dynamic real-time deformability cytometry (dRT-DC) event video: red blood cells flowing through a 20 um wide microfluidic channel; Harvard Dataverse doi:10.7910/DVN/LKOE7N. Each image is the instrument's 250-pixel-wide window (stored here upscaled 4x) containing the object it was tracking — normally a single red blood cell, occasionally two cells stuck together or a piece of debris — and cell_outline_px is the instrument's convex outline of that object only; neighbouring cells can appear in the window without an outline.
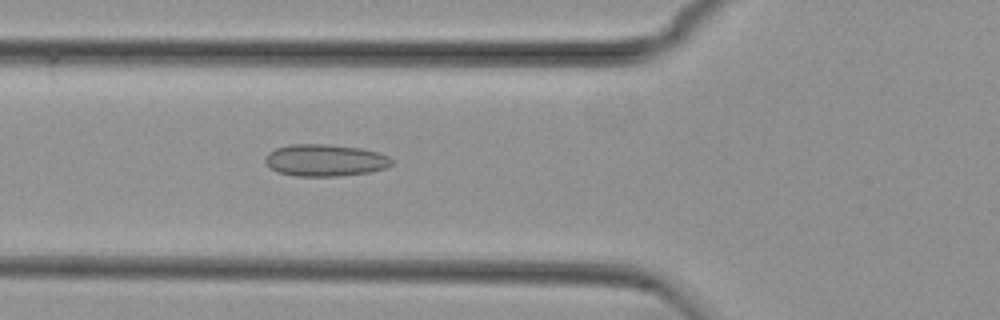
{"species": "common noctule bat (a hibernating species)", "species_latin": "Nyctalus noctula", "temperature_condition": "cold", "stored_images_in_passage": 55, "camera_frame_rate_fps": 3000, "um_per_image_px": 0.085, "animal": {"sex": "female", "body_mass_g": 29.2, "forearm_length_mm": 56.3}, "frame": {"image": 1, "passage_image": 20, "time_ms": 6.333, "image_size_px": [1000, 320], "cell_outline_px": [[392, 164], [388, 168], [368, 172], [336, 176], [296, 176], [276, 172], [264, 160], [264, 156], [268, 152], [276, 148], [288, 144], [324, 144], [360, 148], [380, 152], [388, 156], [392, 160]], "centroid_in_image_um": [27.62, 13.62], "position_along_channel_um": 98.2, "area_um2": 23.64}}
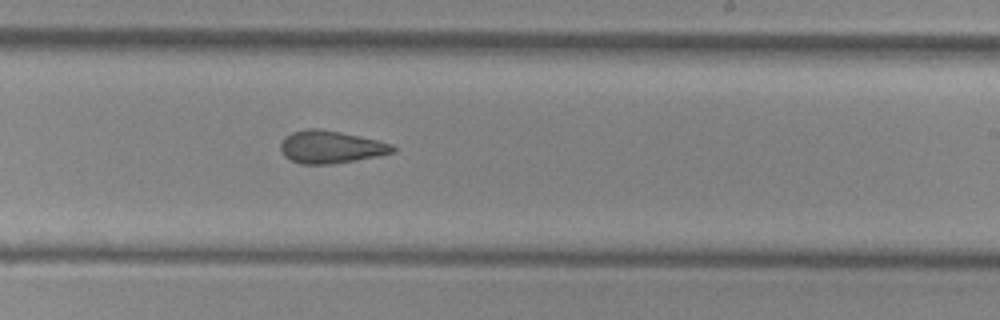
{"frame": {"image": 2, "passage_image": 33, "time_ms": 10.667, "image_size_px": [1000, 320], "cell_outline_px": [[396, 152], [356, 160], [332, 164], [300, 164], [284, 156], [280, 148], [280, 144], [284, 136], [292, 132], [308, 128], [320, 128], [380, 140], [392, 144], [396, 148]], "centroid_in_image_um": [28.11, 12.48], "position_along_channel_um": 260.9, "area_um2": 21.44}}
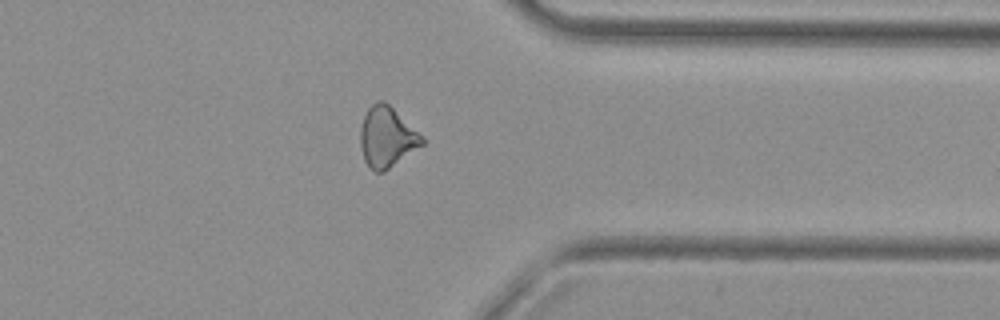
{"frame": {"image": 3, "passage_image": 43, "time_ms": 14.0, "image_size_px": [1000, 320], "cell_outline_px": [[424, 144], [384, 172], [372, 172], [368, 168], [364, 160], [360, 144], [360, 128], [364, 116], [368, 108], [376, 100], [384, 100], [424, 136]], "centroid_in_image_um": [32.88, 11.66], "position_along_channel_um": 378.5, "area_um2": 21.96}, "authors_computed_cell_mechanics": {"area_um2": 22.1952, "velocity_mm_per_s": 3.7511, "shape_relaxation_time_tau1_ms": null, "shape_relaxation_time_tau2_ms": 3.0335, "deformation_change_tau1": null, "deformation_change_tau2": 0.1169}}